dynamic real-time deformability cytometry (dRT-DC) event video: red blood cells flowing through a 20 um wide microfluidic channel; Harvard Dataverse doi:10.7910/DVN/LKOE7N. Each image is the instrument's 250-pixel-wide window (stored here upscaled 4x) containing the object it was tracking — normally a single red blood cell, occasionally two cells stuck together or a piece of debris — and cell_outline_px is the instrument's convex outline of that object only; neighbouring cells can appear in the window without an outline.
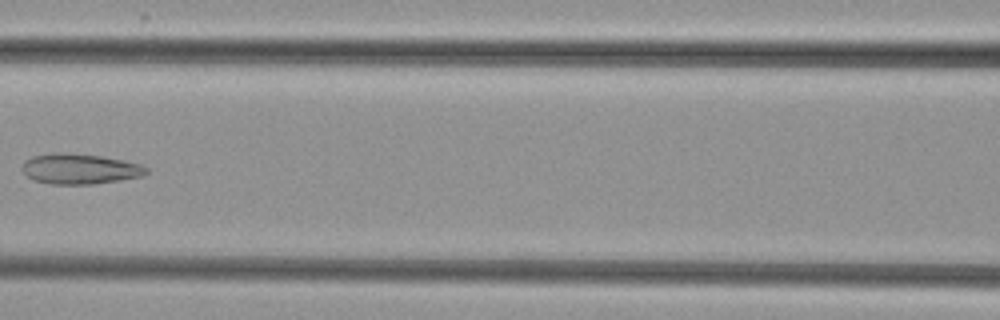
{"species": "common noctule bat (a hibernating species)", "species_latin": "Nyctalus noctula", "temperature_condition": "cold", "stored_images_in_passage": 8, "camera_frame_rate_fps": 3000, "um_per_image_px": 0.085, "animal": {"sex": "female", "body_mass_g": 29.2, "forearm_length_mm": 56.3}, "frame": {"image": 1, "passage_image": 7, "time_ms": 8.0, "image_size_px": [1000, 320], "cell_outline_px": [[148, 172], [140, 176], [120, 180], [96, 184], [52, 184], [32, 180], [24, 176], [24, 160], [32, 156], [56, 152], [68, 152], [100, 156], [124, 160], [140, 164], [148, 168]], "centroid_in_image_um": [6.76, 14.35], "position_along_channel_um": 159.8, "area_um2": 22.08}}
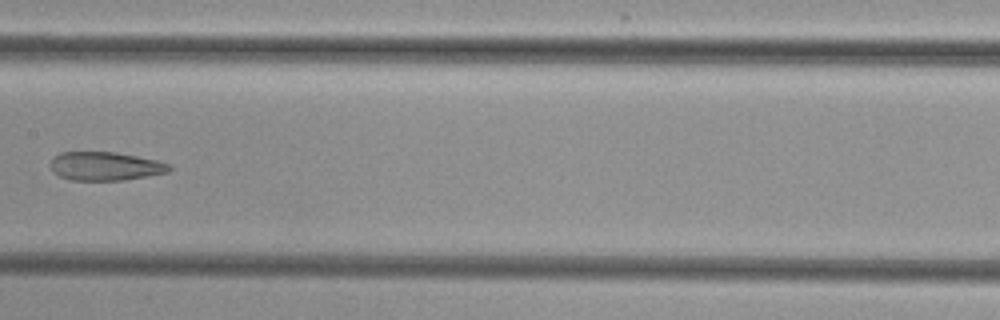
{"frame": {"image": 2, "passage_image": 8, "time_ms": 9.0, "image_size_px": [1000, 320], "cell_outline_px": [[172, 168], [168, 172], [148, 176], [124, 180], [72, 180], [60, 176], [52, 172], [48, 164], [52, 156], [60, 152], [116, 152], [156, 160], [172, 164]], "centroid_in_image_um": [8.91, 14.12], "position_along_channel_um": 198.5, "area_um2": 20.06}}